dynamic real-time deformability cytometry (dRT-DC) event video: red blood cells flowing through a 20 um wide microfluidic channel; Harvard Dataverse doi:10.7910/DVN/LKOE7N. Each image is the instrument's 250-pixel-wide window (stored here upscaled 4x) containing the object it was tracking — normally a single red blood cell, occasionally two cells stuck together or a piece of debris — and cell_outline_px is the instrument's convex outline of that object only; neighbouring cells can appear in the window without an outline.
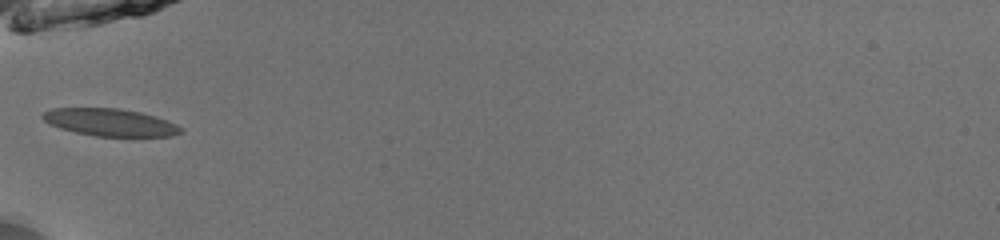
{"species": "common noctule bat (a hibernating species)", "species_latin": "Nyctalus noctula", "temperature_condition": "room temperature", "stored_images_in_passage": 33, "camera_frame_rate_fps": 3000, "um_per_image_px": 0.085, "animal": {"sex": "male", "body_mass_g": 13.0, "forearm_length_mm": 53.1}, "frame": {"image": 1, "passage_image": 1, "time_ms": 0.0, "image_size_px": [1000, 240], "cell_outline_px": [[184, 132], [172, 136], [96, 136], [76, 132], [60, 128], [44, 120], [40, 116], [40, 112], [52, 108], [120, 108], [140, 112], [156, 116], [168, 120], [184, 128]], "centroid_in_image_um": [9.39, 10.39], "position_along_channel_um": 75.6, "area_um2": 22.2}}
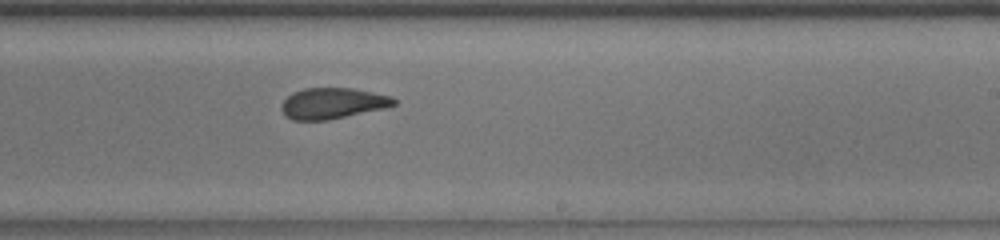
{"frame": {"image": 2, "passage_image": 15, "time_ms": 4.667, "image_size_px": [1000, 240], "cell_outline_px": [[396, 104], [384, 108], [328, 120], [292, 120], [284, 116], [280, 108], [284, 100], [292, 92], [304, 88], [352, 88], [392, 96], [396, 100]], "centroid_in_image_um": [28.24, 8.78], "position_along_channel_um": 260.8, "area_um2": 20.29}}
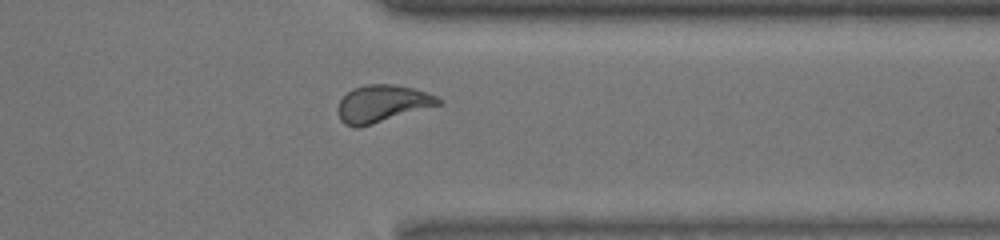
{"frame": {"image": 3, "passage_image": 24, "time_ms": 7.667, "image_size_px": [1000, 240], "cell_outline_px": [[440, 104], [360, 128], [352, 128], [344, 124], [340, 120], [336, 108], [340, 100], [352, 88], [368, 84], [396, 84], [412, 88], [436, 96], [440, 100]], "centroid_in_image_um": [32.41, 8.82], "position_along_channel_um": 379.0, "area_um2": 21.73}, "authors_computed_cell_mechanics": {"area_um2": 21.2704, "velocity_mm_per_s": 3.949, "shape_relaxation_time_tau1_ms": 4.4889, "shape_relaxation_time_tau2_ms": 2.2714, "deformation_change_tau1": 0.1366, "deformation_change_tau2": 0.0382}}